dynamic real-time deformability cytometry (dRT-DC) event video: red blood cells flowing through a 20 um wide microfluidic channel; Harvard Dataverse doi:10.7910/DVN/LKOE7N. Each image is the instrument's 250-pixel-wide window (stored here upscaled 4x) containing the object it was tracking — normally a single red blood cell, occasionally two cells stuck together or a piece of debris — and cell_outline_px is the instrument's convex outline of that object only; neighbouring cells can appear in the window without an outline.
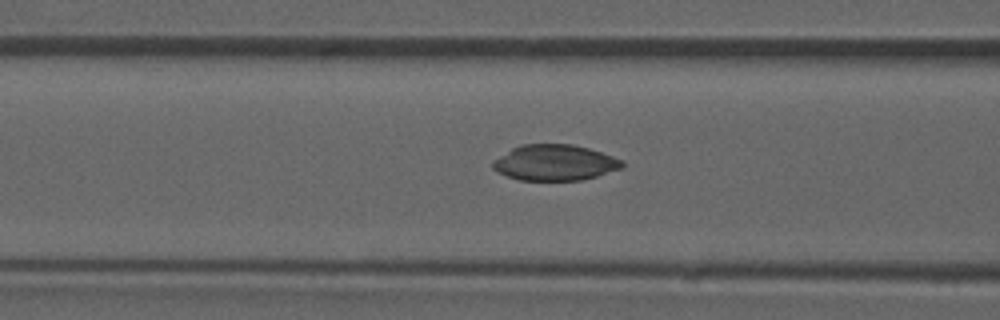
{"species": "common noctule bat (a hibernating species)", "species_latin": "Nyctalus noctula", "temperature_condition": "room temperature", "stored_images_in_passage": 48, "camera_frame_rate_fps": 3000, "um_per_image_px": 0.085, "animal": {"sex": "male", "forearm_length_mm": 52.5}, "frame": {"image": 1, "passage_image": 21, "time_ms": 6.667, "image_size_px": [1000, 320], "cell_outline_px": [[624, 168], [596, 176], [580, 180], [520, 180], [496, 172], [492, 168], [492, 160], [512, 148], [520, 144], [572, 144], [588, 148], [624, 160]], "centroid_in_image_um": [47.15, 13.82], "position_along_channel_um": 119.5, "area_um2": 27.11}}